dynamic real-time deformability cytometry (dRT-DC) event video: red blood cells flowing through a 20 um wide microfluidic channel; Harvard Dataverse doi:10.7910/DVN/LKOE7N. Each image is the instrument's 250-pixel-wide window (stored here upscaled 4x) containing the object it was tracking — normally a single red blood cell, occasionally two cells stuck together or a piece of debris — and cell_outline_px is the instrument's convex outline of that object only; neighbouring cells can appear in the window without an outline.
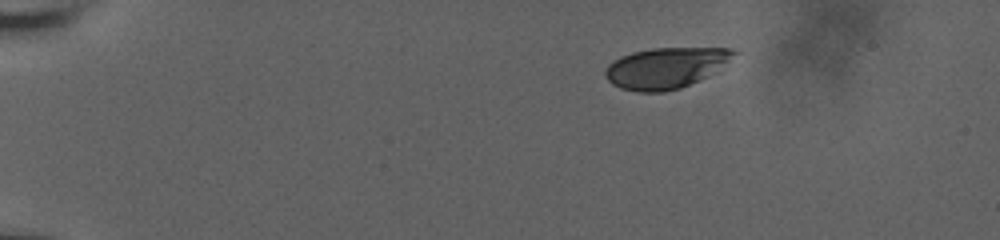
{"species": "human", "species_latin": "Homo sapiens", "temperature_condition": "room temperature", "stored_images_in_passage": 49, "camera_frame_rate_fps": 3000, "um_per_image_px": 0.085, "donor": {"sex": "male"}, "frame": {"image": 1, "passage_image": 1, "time_ms": 0.0, "image_size_px": [1000, 240], "cell_outline_px": [[740, 52], [708, 76], [680, 88], [664, 92], [636, 92], [620, 88], [612, 84], [604, 76], [604, 68], [612, 60], [620, 56], [632, 52], [652, 48], [732, 48]], "centroid_in_image_um": [56.54, 5.77], "position_along_channel_um": 28.5, "area_um2": 30.81}}
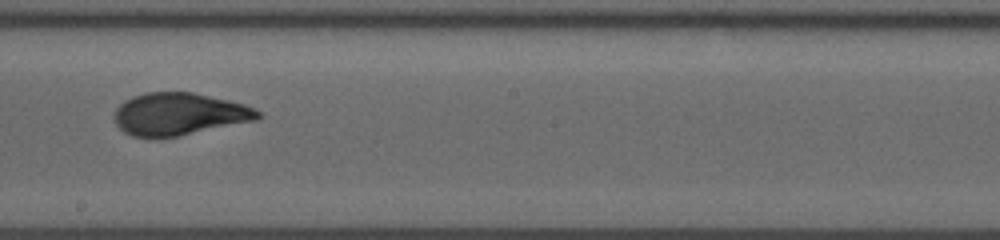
{"frame": {"image": 2, "passage_image": 26, "time_ms": 8.333, "image_size_px": [1000, 240], "cell_outline_px": [[264, 116], [256, 120], [176, 136], [132, 136], [124, 132], [116, 124], [112, 116], [116, 108], [124, 100], [132, 96], [144, 92], [192, 92], [228, 100], [244, 104], [256, 108], [264, 112]], "centroid_in_image_um": [15.24, 9.67], "position_along_channel_um": 233.0, "area_um2": 35.37}}
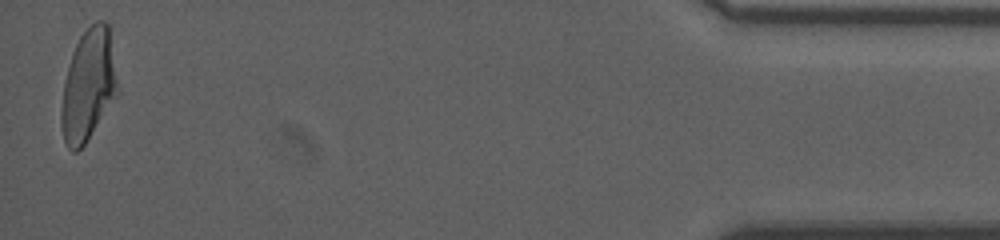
{"frame": {"image": 3, "passage_image": 48, "time_ms": 15.667, "image_size_px": [1000, 240], "cell_outline_px": [[120, 92], [84, 144], [76, 152], [72, 152], [68, 148], [64, 140], [60, 124], [60, 112], [64, 84], [72, 52], [80, 36], [96, 20], [104, 20], [108, 24]], "centroid_in_image_um": [7.52, 7.26], "position_along_channel_um": 427.7, "area_um2": 36.59}, "authors_computed_cell_mechanics": {"area_um2": 35.2002, "velocity_mm_per_s": 3.7223, "shape_relaxation_time_tau1_ms": 7.3304, "shape_relaxation_time_tau2_ms": null, "deformation_change_tau1": 0.2302, "deformation_change_tau2": null}}